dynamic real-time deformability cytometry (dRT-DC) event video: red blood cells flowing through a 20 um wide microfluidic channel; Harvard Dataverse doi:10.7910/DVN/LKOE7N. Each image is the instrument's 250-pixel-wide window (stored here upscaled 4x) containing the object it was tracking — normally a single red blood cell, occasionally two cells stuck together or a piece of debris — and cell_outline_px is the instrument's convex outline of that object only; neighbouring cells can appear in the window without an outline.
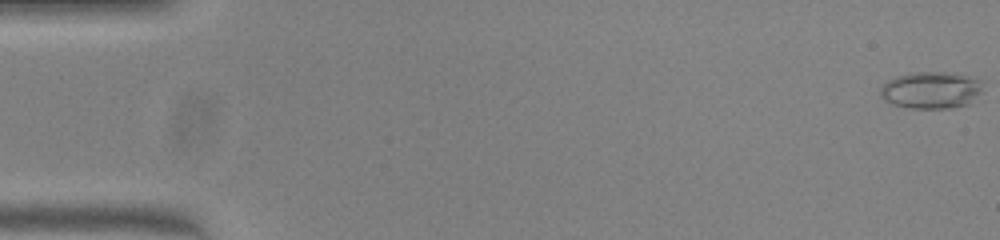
{"species": "common noctule bat (a hibernating species)", "species_latin": "Nyctalus noctula", "temperature_condition": "warm", "stored_images_in_passage": 10, "camera_frame_rate_fps": 3000, "um_per_image_px": 0.085, "animal": {"sex": "female", "body_mass_g": 23.0, "forearm_length_mm": 53.4}, "frame": {"image": 1, "passage_image": 1, "time_ms": 0.0, "image_size_px": [1000, 240], "cell_outline_px": [[984, 92], [968, 104], [952, 108], [912, 108], [892, 104], [884, 100], [880, 96], [880, 88], [888, 80], [896, 76], [912, 72], [952, 72], [968, 76], [980, 80]], "centroid_in_image_um": [79.16, 7.65], "position_along_channel_um": 5.8, "area_um2": 22.31}}